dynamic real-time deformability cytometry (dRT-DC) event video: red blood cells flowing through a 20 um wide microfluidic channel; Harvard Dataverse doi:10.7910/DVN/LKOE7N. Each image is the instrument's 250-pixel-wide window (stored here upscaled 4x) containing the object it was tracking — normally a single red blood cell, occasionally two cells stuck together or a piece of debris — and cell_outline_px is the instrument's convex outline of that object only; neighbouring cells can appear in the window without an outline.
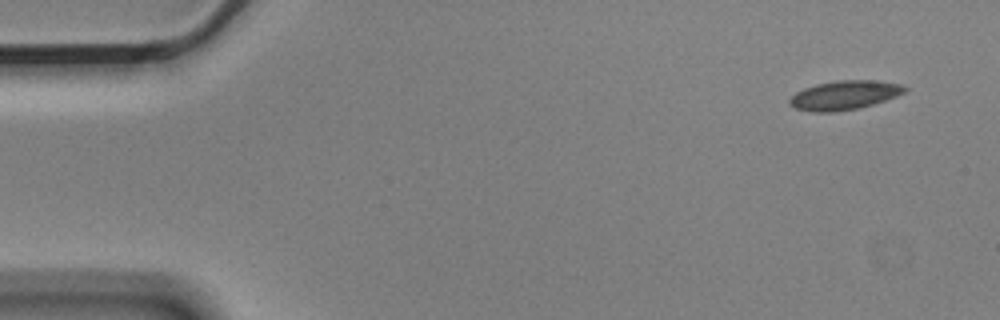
{"species": "Egyptian fruit bat (a non-hibernating species)", "species_latin": "Rousettus aegyptiacus", "temperature_condition": "cold", "stored_images_in_passage": 5, "camera_frame_rate_fps": 3000, "um_per_image_px": 0.085, "animal": {"sex": "male"}, "frame": {"image": 1, "passage_image": 1, "time_ms": 0.0, "image_size_px": [1000, 320], "cell_outline_px": [[908, 88], [904, 92], [896, 96], [860, 108], [836, 112], [812, 112], [796, 108], [788, 104], [788, 100], [796, 92], [804, 88], [816, 84], [836, 80], [876, 80], [900, 84]], "centroid_in_image_um": [71.75, 8.09], "position_along_channel_um": 13.3, "area_um2": 19.54}}
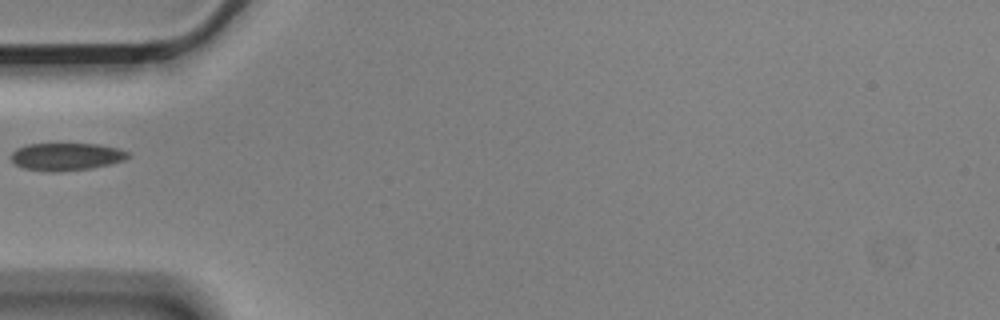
{"frame": {"image": 2, "passage_image": 4, "time_ms": 1.0, "image_size_px": [1000, 320], "cell_outline_px": [[132, 156], [124, 160], [92, 168], [56, 172], [24, 168], [16, 164], [12, 160], [12, 152], [16, 148], [28, 144], [100, 144], [120, 148], [128, 152]], "centroid_in_image_um": [5.68, 13.3], "position_along_channel_um": 79.3, "area_um2": 18.73}}
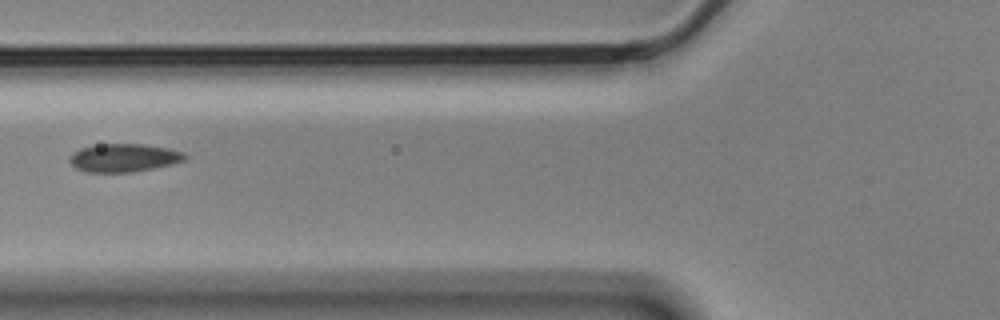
{"frame": {"image": 3, "passage_image": 5, "time_ms": 1.333, "image_size_px": [1000, 320], "cell_outline_px": [[188, 156], [184, 160], [172, 164], [132, 172], [88, 172], [76, 168], [68, 160], [72, 152], [80, 148], [100, 144], [144, 144], [168, 148], [184, 152]], "centroid_in_image_um": [10.52, 13.4], "position_along_channel_um": 115.3, "area_um2": 18.9}}